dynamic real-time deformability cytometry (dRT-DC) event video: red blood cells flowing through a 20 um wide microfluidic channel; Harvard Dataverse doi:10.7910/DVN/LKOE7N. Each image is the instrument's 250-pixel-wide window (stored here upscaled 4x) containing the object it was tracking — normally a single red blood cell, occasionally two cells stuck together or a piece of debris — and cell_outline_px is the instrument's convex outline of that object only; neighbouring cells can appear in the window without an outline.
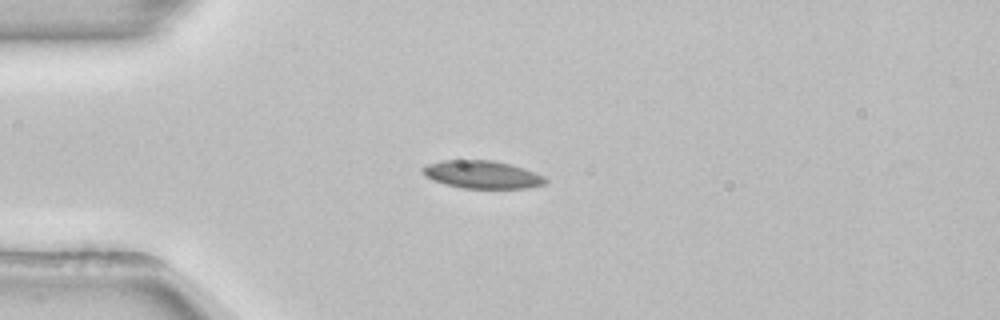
{"species": "common noctule bat (a hibernating species)", "species_latin": "Nyctalus noctula", "temperature_condition": "room temperature", "stored_images_in_passage": 40, "camera_frame_rate_fps": 3000, "um_per_image_px": 0.085, "animal": {"sex": "female", "body_mass_g": 22.7, "forearm_length_mm": 54.2}, "frame": {"image": 1, "passage_image": 1, "time_ms": 0.0, "image_size_px": [1000, 320], "cell_outline_px": [[548, 180], [544, 184], [528, 188], [464, 188], [444, 184], [432, 180], [424, 176], [420, 168], [428, 164], [440, 160], [492, 160], [524, 168], [536, 172], [544, 176]], "centroid_in_image_um": [40.96, 14.83], "position_along_channel_um": 44.0, "area_um2": 20.0}, "authors_computed_cell_mechanics": {"area_um2": 18.9584, "velocity_mm_per_s": 3.8704, "shape_relaxation_time_tau1_ms": 10.9744, "shape_relaxation_time_tau2_ms": null, "deformation_change_tau1": 0.1642, "deformation_change_tau2": null}}